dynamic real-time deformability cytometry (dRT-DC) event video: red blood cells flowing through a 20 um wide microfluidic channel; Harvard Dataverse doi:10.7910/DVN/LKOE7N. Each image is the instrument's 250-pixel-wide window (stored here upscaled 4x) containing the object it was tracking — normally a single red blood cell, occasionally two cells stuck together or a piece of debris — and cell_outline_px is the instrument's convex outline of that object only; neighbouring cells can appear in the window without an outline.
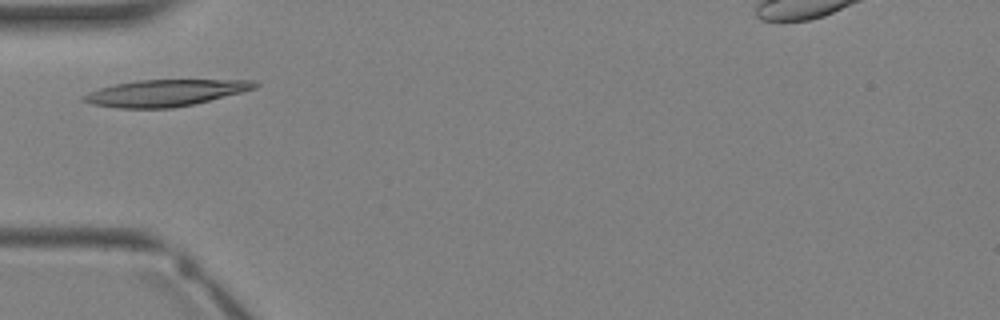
{"species": "Egyptian fruit bat (a non-hibernating species)", "species_latin": "Rousettus aegyptiacus", "temperature_condition": "warm", "stored_images_in_passage": 1, "camera_frame_rate_fps": 3000, "um_per_image_px": 0.085, "animal": {"sex": "female"}, "frame": {"image": 1, "passage_image": 1, "time_ms": 0.0, "image_size_px": [1000, 320], "cell_outline_px": [[260, 84], [256, 88], [192, 104], [172, 108], [120, 108], [92, 104], [80, 100], [80, 96], [88, 92], [100, 88], [116, 84], [140, 80], [256, 80]], "centroid_in_image_um": [14.01, 7.89], "position_along_channel_um": 71.0, "area_um2": 26.24}}